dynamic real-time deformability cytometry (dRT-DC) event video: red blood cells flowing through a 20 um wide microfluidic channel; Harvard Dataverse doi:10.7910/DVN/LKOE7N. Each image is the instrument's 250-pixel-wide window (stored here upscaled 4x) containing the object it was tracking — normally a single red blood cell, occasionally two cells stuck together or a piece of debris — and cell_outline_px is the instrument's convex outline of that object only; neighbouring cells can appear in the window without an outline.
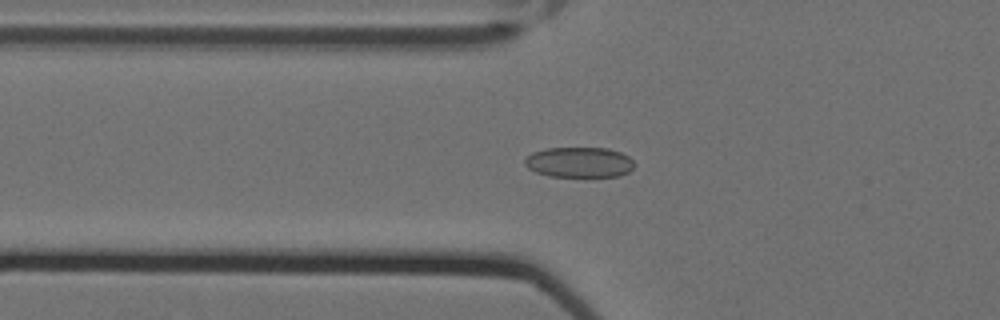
{"species": "Egyptian fruit bat (a non-hibernating species)", "species_latin": "Rousettus aegyptiacus", "temperature_condition": "cold", "stored_images_in_passage": 29, "camera_frame_rate_fps": 3000, "um_per_image_px": 0.085, "animal": {"sex": "female"}, "frame": {"image": 1, "passage_image": 24, "time_ms": 7.667, "image_size_px": [1000, 320], "cell_outline_px": [[632, 168], [628, 172], [620, 176], [548, 176], [536, 172], [528, 168], [524, 164], [524, 160], [532, 152], [544, 148], [608, 148], [620, 152], [628, 156], [632, 160]], "centroid_in_image_um": [49.2, 13.78], "position_along_channel_um": 76.6, "area_um2": 19.31}}